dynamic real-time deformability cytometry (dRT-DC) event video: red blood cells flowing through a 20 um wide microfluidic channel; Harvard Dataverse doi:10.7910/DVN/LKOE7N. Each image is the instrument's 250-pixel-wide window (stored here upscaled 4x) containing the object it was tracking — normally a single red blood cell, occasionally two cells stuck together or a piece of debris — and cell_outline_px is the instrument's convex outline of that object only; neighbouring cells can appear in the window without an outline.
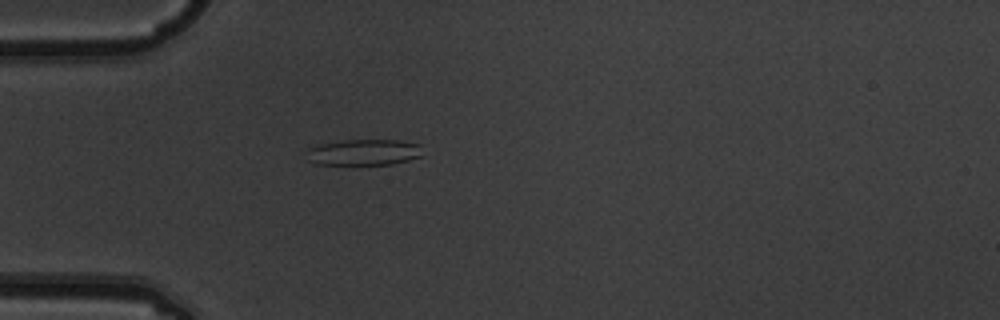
{"species": "common noctule bat (a hibernating species)", "species_latin": "Nyctalus noctula", "temperature_condition": "warm", "stored_images_in_passage": 2, "camera_frame_rate_fps": 3000, "um_per_image_px": 0.085, "animal": {"sex": "male", "body_mass_g": 19.5, "forearm_length_mm": 54.6}, "frame": {"image": 1, "passage_image": 2, "time_ms": 0.333, "image_size_px": [1000, 320], "cell_outline_px": [[420, 156], [408, 160], [392, 164], [316, 164], [308, 160], [304, 148], [320, 144], [344, 140], [400, 140], [420, 144]], "centroid_in_image_um": [30.86, 12.93], "position_along_channel_um": 54.1, "area_um2": 17.63}}